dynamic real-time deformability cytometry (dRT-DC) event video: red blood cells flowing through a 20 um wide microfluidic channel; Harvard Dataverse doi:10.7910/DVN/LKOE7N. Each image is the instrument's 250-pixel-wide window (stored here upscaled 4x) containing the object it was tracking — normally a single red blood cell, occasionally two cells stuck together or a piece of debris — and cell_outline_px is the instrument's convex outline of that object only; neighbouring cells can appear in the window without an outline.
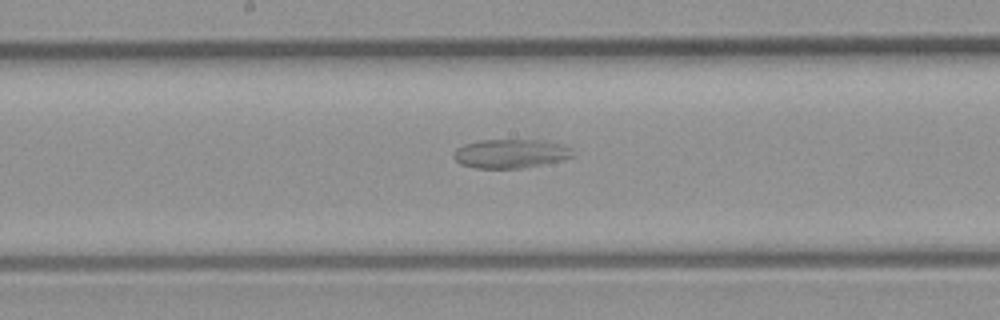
{"species": "common noctule bat (a hibernating species)", "species_latin": "Nyctalus noctula", "temperature_condition": "room temperature", "stored_images_in_passage": 29, "camera_frame_rate_fps": 3000, "um_per_image_px": 0.085, "animal": {"sex": "male", "body_mass_g": 23.1, "forearm_length_mm": 52.7}, "frame": {"image": 1, "passage_image": 10, "time_ms": 3.0, "image_size_px": [1000, 320], "cell_outline_px": [[572, 156], [560, 160], [520, 168], [476, 168], [460, 164], [452, 156], [452, 152], [456, 148], [464, 144], [480, 140], [536, 140], [556, 144], [572, 148]], "centroid_in_image_um": [43.29, 13.06], "position_along_channel_um": 204.9, "area_um2": 19.71}}
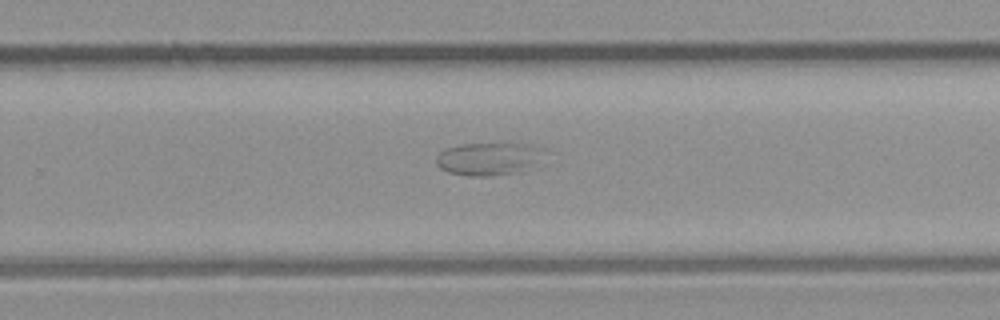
{"frame": {"image": 2, "passage_image": 15, "time_ms": 4.667, "image_size_px": [1000, 320], "cell_outline_px": [[536, 168], [488, 176], [472, 176], [448, 172], [440, 168], [436, 164], [436, 156], [440, 152], [448, 148], [460, 144], [532, 144], [536, 148]], "centroid_in_image_um": [41.41, 13.51], "position_along_channel_um": 288.4, "area_um2": 19.88}}
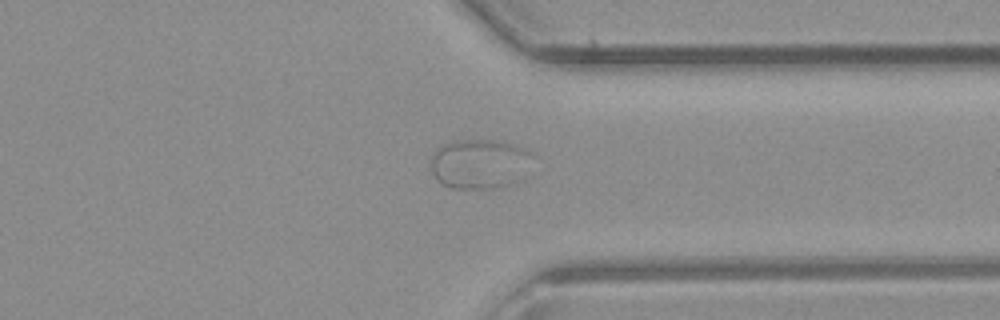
{"frame": {"image": 3, "passage_image": 20, "time_ms": 6.333, "image_size_px": [1000, 320], "cell_outline_px": [[532, 156], [508, 184], [496, 188], [452, 188], [444, 184], [432, 172], [432, 152], [444, 144], [452, 140], [500, 140], [516, 144], [532, 152]], "centroid_in_image_um": [40.67, 13.87], "position_along_channel_um": 370.7, "area_um2": 28.44}}